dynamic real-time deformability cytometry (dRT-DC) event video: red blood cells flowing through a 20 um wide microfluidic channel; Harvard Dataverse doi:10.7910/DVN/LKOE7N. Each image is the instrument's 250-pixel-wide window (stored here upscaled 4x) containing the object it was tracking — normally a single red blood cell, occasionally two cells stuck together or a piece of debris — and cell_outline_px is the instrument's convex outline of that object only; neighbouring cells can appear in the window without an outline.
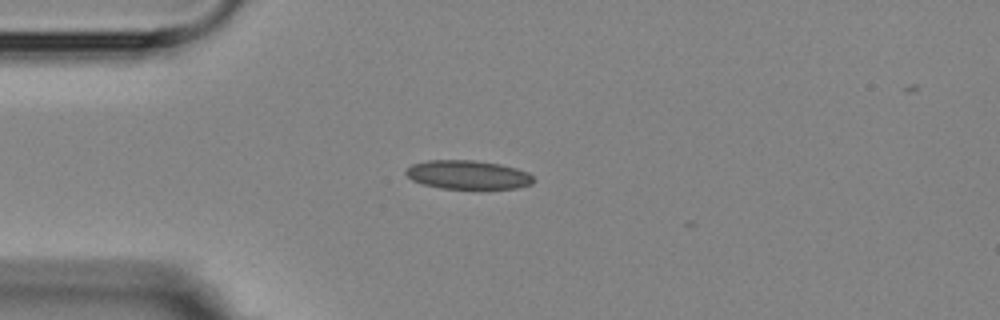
{"species": "Egyptian fruit bat (a non-hibernating species)", "species_latin": "Rousettus aegyptiacus", "temperature_condition": "room temperature", "stored_images_in_passage": 5, "camera_frame_rate_fps": 3000, "um_per_image_px": 0.085, "animal": {"sex": "female"}, "frame": {"image": 1, "passage_image": 3, "time_ms": 2.333, "image_size_px": [1000, 320], "cell_outline_px": [[536, 180], [532, 184], [516, 188], [440, 188], [424, 184], [412, 180], [404, 172], [412, 164], [428, 160], [476, 160], [500, 164], [516, 168], [528, 172]], "centroid_in_image_um": [39.79, 14.84], "position_along_channel_um": 45.2, "area_um2": 21.33}}
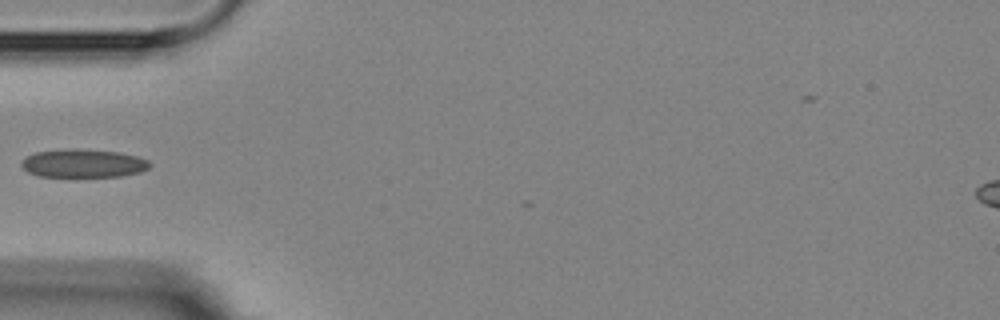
{"frame": {"image": 2, "passage_image": 4, "time_ms": 3.667, "image_size_px": [1000, 320], "cell_outline_px": [[152, 164], [148, 168], [140, 172], [120, 176], [76, 180], [40, 176], [28, 172], [20, 164], [28, 156], [36, 152], [116, 152], [136, 156], [148, 160]], "centroid_in_image_um": [7.11, 14.01], "position_along_channel_um": 77.9, "area_um2": 20.81}}